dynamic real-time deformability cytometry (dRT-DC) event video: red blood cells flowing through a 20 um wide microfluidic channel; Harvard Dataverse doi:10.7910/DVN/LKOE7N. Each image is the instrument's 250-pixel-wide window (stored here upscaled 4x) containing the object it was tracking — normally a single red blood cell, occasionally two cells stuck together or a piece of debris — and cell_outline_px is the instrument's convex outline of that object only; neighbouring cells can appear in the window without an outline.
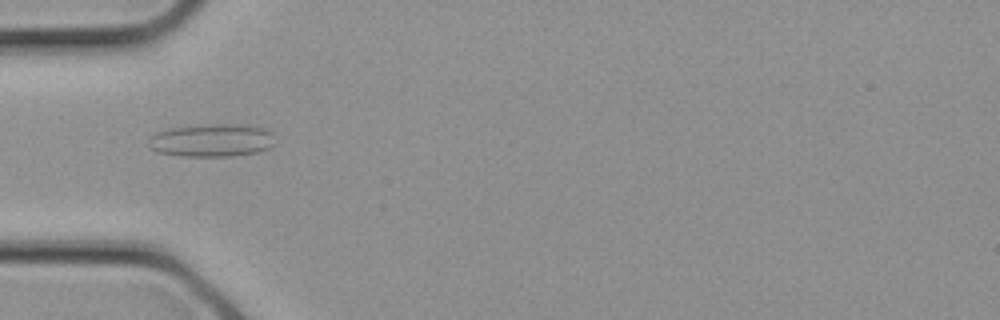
{"species": "common noctule bat (a hibernating species)", "species_latin": "Nyctalus noctula", "temperature_condition": "cold", "stored_images_in_passage": 5, "camera_frame_rate_fps": 3000, "um_per_image_px": 0.085, "animal": {"sex": "female", "body_mass_g": 21.9}, "frame": {"image": 1, "passage_image": 2, "time_ms": 0.333, "image_size_px": [1000, 320], "cell_outline_px": [[276, 144], [272, 148], [260, 152], [232, 156], [180, 156], [156, 152], [148, 148], [148, 136], [156, 132], [168, 128], [208, 124], [248, 124], [268, 128], [272, 132]], "centroid_in_image_um": [18.04, 11.92], "position_along_channel_um": 67.0, "area_um2": 25.14}}